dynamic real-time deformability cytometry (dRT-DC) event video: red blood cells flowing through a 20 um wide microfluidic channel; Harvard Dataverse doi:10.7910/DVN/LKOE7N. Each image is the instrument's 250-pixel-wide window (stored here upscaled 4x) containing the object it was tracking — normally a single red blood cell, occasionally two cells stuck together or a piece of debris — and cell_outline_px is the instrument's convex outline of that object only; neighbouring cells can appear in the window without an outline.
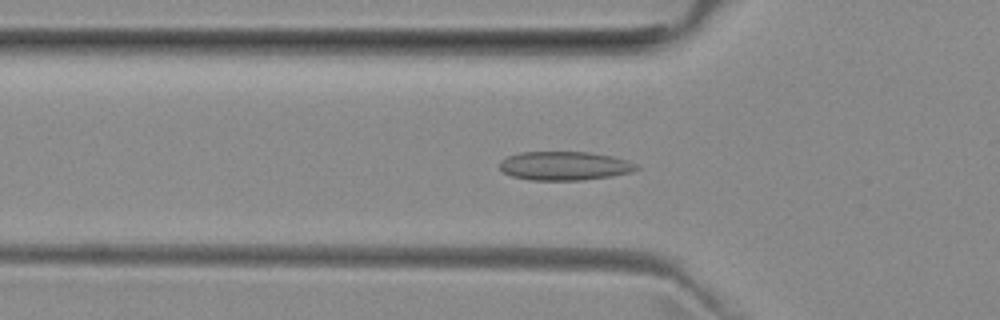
{"species": "common noctule bat (a hibernating species)", "species_latin": "Nyctalus noctula", "temperature_condition": "room temperature", "stored_images_in_passage": 39, "camera_frame_rate_fps": 3000, "um_per_image_px": 0.085, "animal": {"sex": "female", "body_mass_g": 29.2, "forearm_length_mm": 56.3}, "frame": {"image": 1, "passage_image": 9, "time_ms": 2.667, "image_size_px": [1000, 320], "cell_outline_px": [[640, 168], [632, 172], [612, 176], [584, 180], [528, 180], [512, 176], [504, 172], [500, 168], [500, 164], [508, 156], [520, 152], [588, 152], [612, 156], [628, 160], [636, 164]], "centroid_in_image_um": [48.03, 14.1], "position_along_channel_um": 77.8, "area_um2": 22.95}}
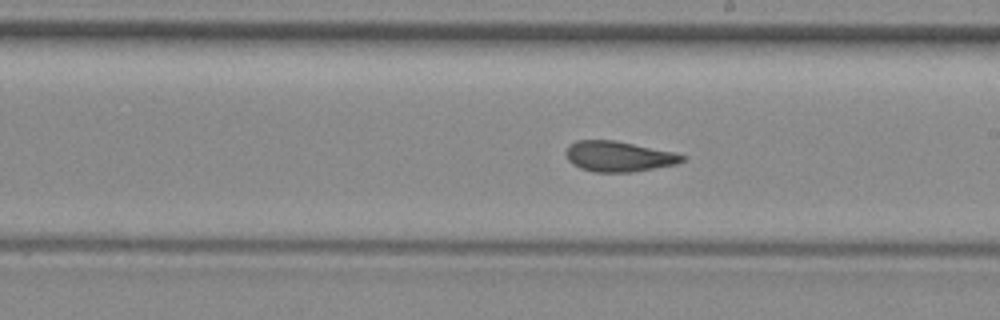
{"frame": {"image": 2, "passage_image": 21, "time_ms": 6.667, "image_size_px": [1000, 320], "cell_outline_px": [[688, 156], [684, 160], [676, 164], [632, 172], [596, 172], [580, 168], [572, 164], [568, 160], [564, 152], [568, 144], [576, 140], [616, 140], [676, 152]], "centroid_in_image_um": [52.58, 13.28], "position_along_channel_um": 236.4, "area_um2": 20.92}}
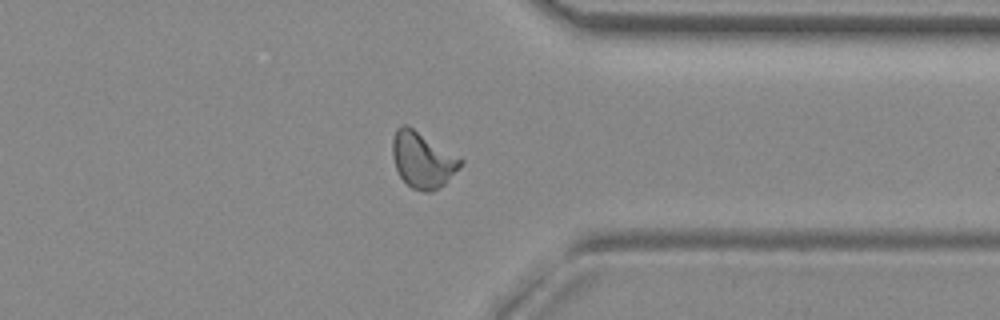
{"frame": {"image": 3, "passage_image": 32, "time_ms": 10.333, "image_size_px": [1000, 320], "cell_outline_px": [[464, 160], [460, 168], [444, 184], [432, 192], [424, 192], [412, 188], [400, 176], [396, 168], [392, 156], [392, 140], [396, 128], [404, 124], [412, 128], [460, 156]], "centroid_in_image_um": [35.93, 13.59], "position_along_channel_um": 375.5, "area_um2": 22.14}, "authors_computed_cell_mechanics": {"area_um2": 21.0392, "velocity_mm_per_s": 3.9571, "shape_relaxation_time_tau1_ms": null, "shape_relaxation_time_tau2_ms": 1.394, "deformation_change_tau1": null, "deformation_change_tau2": 0.0673}}